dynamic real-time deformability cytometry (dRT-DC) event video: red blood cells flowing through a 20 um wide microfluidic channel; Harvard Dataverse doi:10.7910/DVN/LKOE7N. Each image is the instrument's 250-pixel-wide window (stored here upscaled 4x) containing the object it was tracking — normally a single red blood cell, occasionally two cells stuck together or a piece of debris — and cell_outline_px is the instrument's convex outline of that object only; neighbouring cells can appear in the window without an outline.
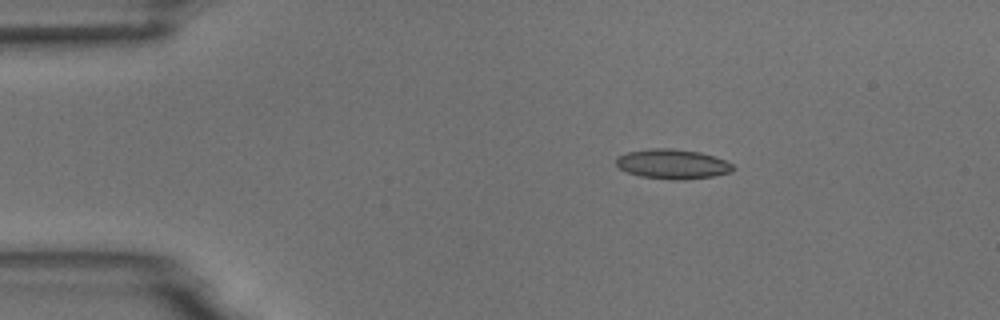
{"species": "common noctule bat (a hibernating species)", "species_latin": "Nyctalus noctula", "temperature_condition": "room temperature", "stored_images_in_passage": 4, "camera_frame_rate_fps": 3000, "um_per_image_px": 0.085, "animal": {"sex": "male", "body_mass_g": 18.8}, "frame": {"image": 1, "passage_image": 1, "time_ms": 0.0, "image_size_px": [1000, 320], "cell_outline_px": [[736, 168], [732, 172], [712, 176], [684, 180], [672, 180], [640, 176], [628, 172], [620, 168], [616, 164], [616, 156], [628, 152], [652, 148], [672, 148], [700, 152], [724, 160], [732, 164]], "centroid_in_image_um": [57.17, 13.94], "position_along_channel_um": 27.8, "area_um2": 20.23}}
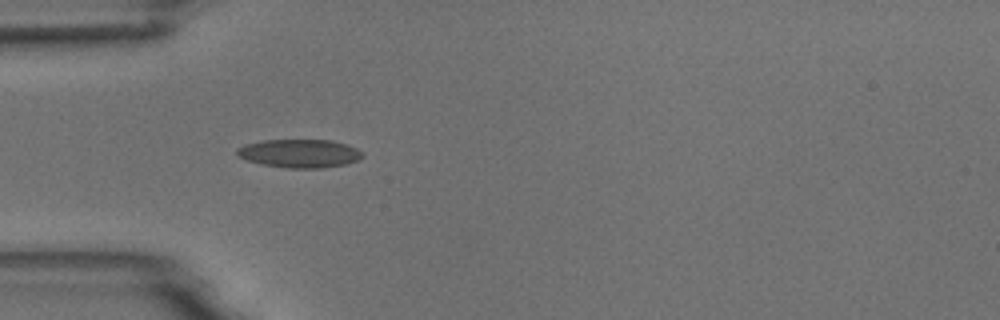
{"frame": {"image": 2, "passage_image": 3, "time_ms": 2.333, "image_size_px": [1000, 320], "cell_outline_px": [[364, 156], [360, 160], [348, 164], [320, 168], [284, 168], [260, 164], [236, 156], [236, 148], [244, 144], [264, 140], [332, 140], [348, 144], [364, 152]], "centroid_in_image_um": [25.49, 13.04], "position_along_channel_um": 59.5, "area_um2": 21.15}}